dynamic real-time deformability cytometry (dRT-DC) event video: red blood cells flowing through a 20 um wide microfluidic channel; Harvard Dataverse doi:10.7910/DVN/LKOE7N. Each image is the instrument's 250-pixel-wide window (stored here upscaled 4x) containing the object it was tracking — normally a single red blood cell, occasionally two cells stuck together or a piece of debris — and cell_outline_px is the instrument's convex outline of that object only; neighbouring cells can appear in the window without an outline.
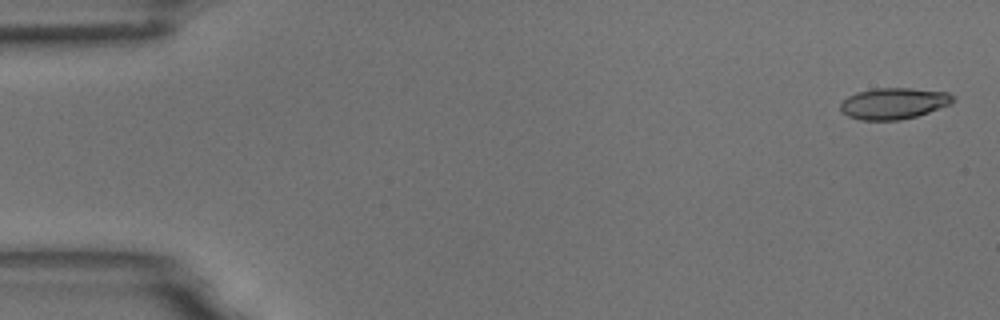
{"species": "common noctule bat (a hibernating species)", "species_latin": "Nyctalus noctula", "temperature_condition": "room temperature", "stored_images_in_passage": 6, "camera_frame_rate_fps": 3000, "um_per_image_px": 0.085, "animal": {"sex": "male", "body_mass_g": 18.8}, "frame": {"image": 1, "passage_image": 1, "time_ms": 0.0, "image_size_px": [1000, 320], "cell_outline_px": [[956, 100], [952, 104], [916, 116], [900, 120], [860, 120], [848, 116], [840, 112], [840, 104], [848, 96], [856, 92], [872, 88], [912, 88], [948, 92], [956, 96]], "centroid_in_image_um": [75.98, 8.78], "position_along_channel_um": 9.0, "area_um2": 20.81}}